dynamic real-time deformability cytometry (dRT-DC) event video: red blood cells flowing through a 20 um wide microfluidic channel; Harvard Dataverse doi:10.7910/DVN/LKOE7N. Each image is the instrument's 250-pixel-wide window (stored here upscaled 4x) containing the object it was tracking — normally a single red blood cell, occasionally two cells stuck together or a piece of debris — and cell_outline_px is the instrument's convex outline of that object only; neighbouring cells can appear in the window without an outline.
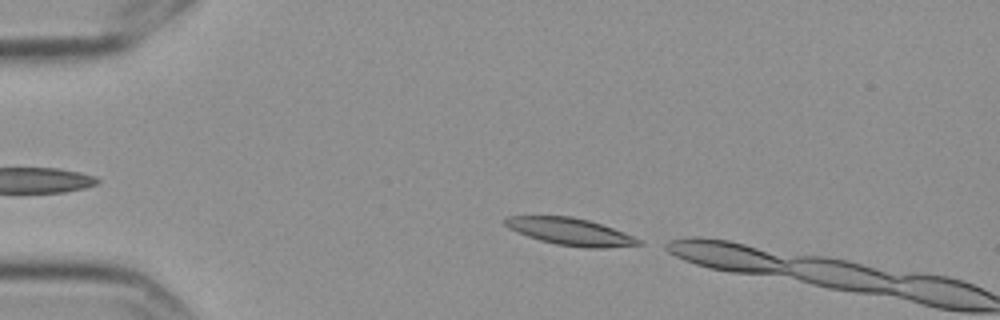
{"species": "Egyptian fruit bat (a non-hibernating species)", "species_latin": "Rousettus aegyptiacus", "temperature_condition": "cold", "stored_images_in_passage": 5, "camera_frame_rate_fps": 3000, "um_per_image_px": 0.085, "frame": {"image": 1, "passage_image": 5, "time_ms": 1.333, "image_size_px": [1000, 320], "cell_outline_px": [[644, 244], [604, 248], [584, 248], [556, 244], [540, 240], [516, 232], [508, 228], [504, 224], [504, 216], [572, 216], [588, 220], [612, 228], [632, 236], [640, 240]], "centroid_in_image_um": [48.43, 19.69], "position_along_channel_um": 36.6, "area_um2": 20.98}}